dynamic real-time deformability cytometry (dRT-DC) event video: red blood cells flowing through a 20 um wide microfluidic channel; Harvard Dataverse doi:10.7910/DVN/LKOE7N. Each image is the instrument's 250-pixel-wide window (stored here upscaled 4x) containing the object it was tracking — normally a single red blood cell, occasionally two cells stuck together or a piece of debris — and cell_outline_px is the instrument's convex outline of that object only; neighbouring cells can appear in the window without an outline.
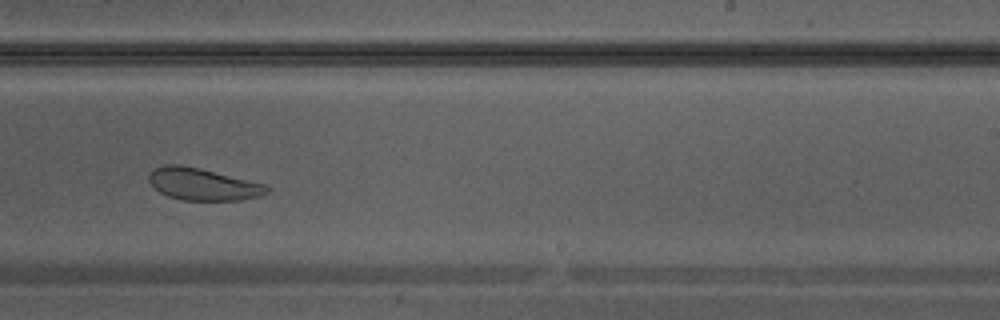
{"species": "Egyptian fruit bat (a non-hibernating species)", "species_latin": "Rousettus aegyptiacus", "temperature_condition": "warm", "stored_images_in_passage": 33, "camera_frame_rate_fps": 3000, "um_per_image_px": 0.085, "animal": {"sex": "male"}, "frame": {"image": 1, "passage_image": 19, "time_ms": 6.0, "image_size_px": [1000, 320], "cell_outline_px": [[272, 188], [268, 192], [260, 196], [240, 200], [180, 200], [168, 196], [160, 192], [148, 180], [148, 176], [152, 168], [164, 164], [180, 164], [200, 168], [268, 184]], "centroid_in_image_um": [17.27, 15.65], "position_along_channel_um": 271.7, "area_um2": 22.37}}
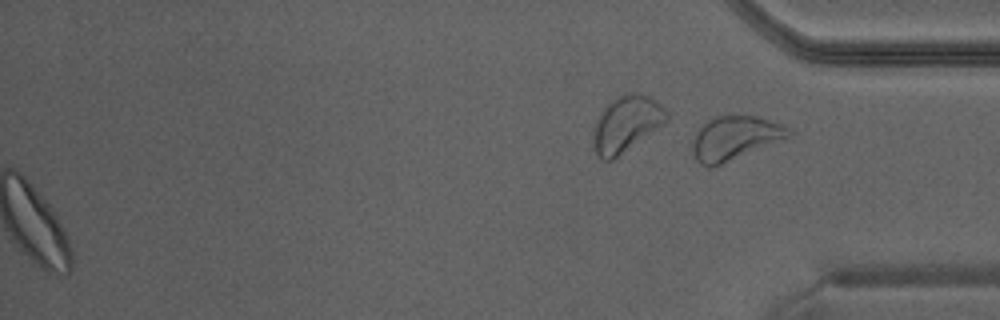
{"frame": {"image": 2, "passage_image": 33, "time_ms": 10.667, "image_size_px": [1000, 320], "cell_outline_px": [[792, 136], [712, 168], [708, 168], [700, 164], [696, 160], [692, 152], [692, 140], [696, 132], [708, 120], [716, 116], [756, 116], [780, 124], [788, 128], [792, 132]], "centroid_in_image_um": [62.43, 11.76], "position_along_channel_um": 372.8, "area_um2": 24.45}}